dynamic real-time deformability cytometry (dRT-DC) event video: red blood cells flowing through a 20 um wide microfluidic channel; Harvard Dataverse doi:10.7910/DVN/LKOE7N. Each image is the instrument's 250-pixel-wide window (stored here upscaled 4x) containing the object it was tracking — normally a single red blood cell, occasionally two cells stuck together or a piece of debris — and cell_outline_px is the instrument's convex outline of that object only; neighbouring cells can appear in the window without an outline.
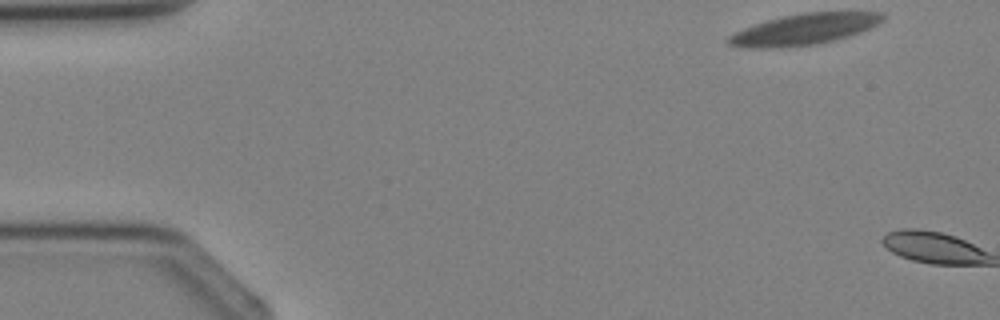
{"species": "Egyptian fruit bat (a non-hibernating species)", "species_latin": "Rousettus aegyptiacus", "temperature_condition": "cold", "stored_images_in_passage": 2, "camera_frame_rate_fps": 3000, "um_per_image_px": 0.085, "animal": {"sex": "female"}, "frame": {"image": 1, "passage_image": 1, "time_ms": 0.0, "image_size_px": [1000, 320], "cell_outline_px": [[884, 20], [880, 24], [872, 28], [836, 40], [820, 44], [756, 48], [748, 48], [728, 44], [724, 40], [728, 36], [744, 28], [768, 20], [784, 16], [804, 12], [884, 12]], "centroid_in_image_um": [68.41, 2.48], "position_along_channel_um": 16.6, "area_um2": 27.74}}